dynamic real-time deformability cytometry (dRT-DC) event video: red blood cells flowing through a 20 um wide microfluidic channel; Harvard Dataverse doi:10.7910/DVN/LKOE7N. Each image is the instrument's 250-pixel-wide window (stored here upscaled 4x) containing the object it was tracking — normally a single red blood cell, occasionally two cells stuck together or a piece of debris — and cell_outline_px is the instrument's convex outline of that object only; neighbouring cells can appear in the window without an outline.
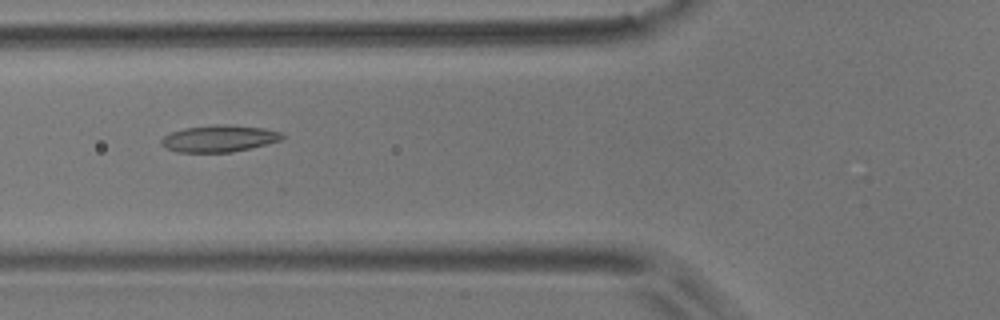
{"species": "common noctule bat (a hibernating species)", "species_latin": "Nyctalus noctula", "temperature_condition": "room temperature", "stored_images_in_passage": 31, "camera_frame_rate_fps": 3000, "um_per_image_px": 0.085, "animal": {"sex": "male", "body_mass_g": 17.9}, "frame": {"image": 1, "passage_image": 20, "time_ms": 6.333, "image_size_px": [1000, 320], "cell_outline_px": [[284, 136], [280, 140], [232, 152], [176, 152], [160, 144], [160, 140], [164, 136], [172, 132], [184, 128], [216, 124], [224, 124], [264, 128], [280, 132]], "centroid_in_image_um": [18.58, 11.77], "position_along_channel_um": 107.2, "area_um2": 18.61}}
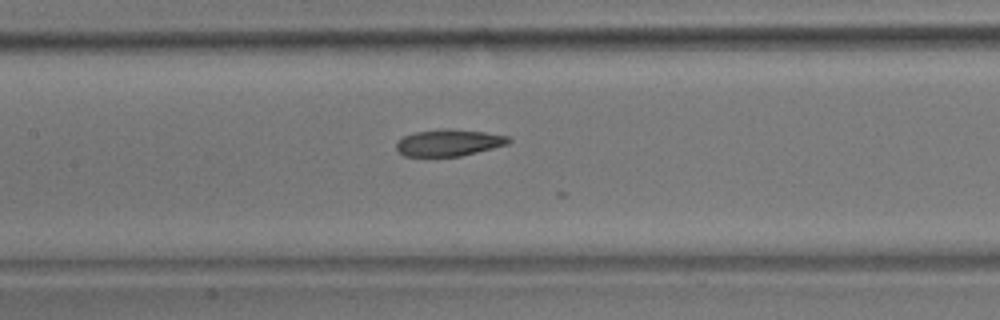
{"frame": {"image": 2, "passage_image": 25, "time_ms": 8.0, "image_size_px": [1000, 320], "cell_outline_px": [[512, 140], [508, 144], [460, 156], [404, 156], [396, 148], [396, 140], [412, 132], [440, 128], [448, 128], [484, 132], [508, 136]], "centroid_in_image_um": [38.11, 12.11], "position_along_channel_um": 169.3, "area_um2": 17.57}}